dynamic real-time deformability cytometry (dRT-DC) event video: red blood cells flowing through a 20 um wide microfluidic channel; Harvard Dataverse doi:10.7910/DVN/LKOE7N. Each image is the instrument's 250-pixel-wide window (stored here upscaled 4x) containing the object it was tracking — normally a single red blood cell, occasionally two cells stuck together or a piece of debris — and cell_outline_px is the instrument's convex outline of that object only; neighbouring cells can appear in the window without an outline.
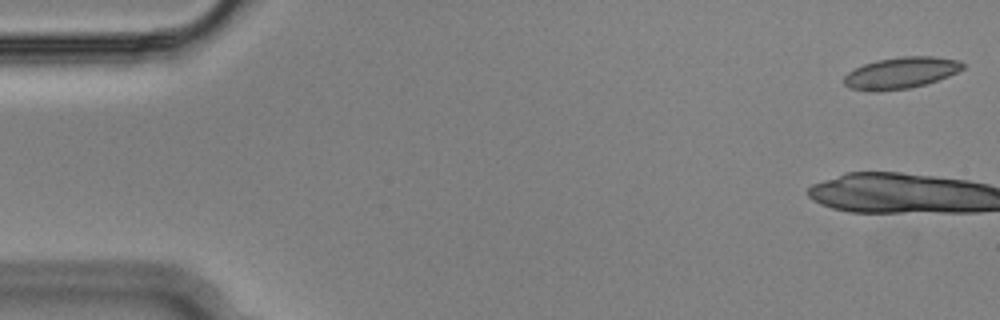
{"species": "Egyptian fruit bat (a non-hibernating species)", "species_latin": "Rousettus aegyptiacus", "temperature_condition": "cold", "stored_images_in_passage": 15, "camera_frame_rate_fps": 3000, "um_per_image_px": 0.085, "animal": {"sex": "male"}, "frame": {"image": 1, "passage_image": 1, "time_ms": 0.0, "image_size_px": [1000, 320], "cell_outline_px": [[964, 68], [948, 76], [924, 84], [908, 88], [880, 92], [868, 92], [852, 88], [844, 84], [844, 76], [848, 72], [864, 64], [876, 60], [900, 56], [932, 56], [960, 60], [964, 64]], "centroid_in_image_um": [76.55, 6.19], "position_along_channel_um": 8.4, "area_um2": 21.79}}